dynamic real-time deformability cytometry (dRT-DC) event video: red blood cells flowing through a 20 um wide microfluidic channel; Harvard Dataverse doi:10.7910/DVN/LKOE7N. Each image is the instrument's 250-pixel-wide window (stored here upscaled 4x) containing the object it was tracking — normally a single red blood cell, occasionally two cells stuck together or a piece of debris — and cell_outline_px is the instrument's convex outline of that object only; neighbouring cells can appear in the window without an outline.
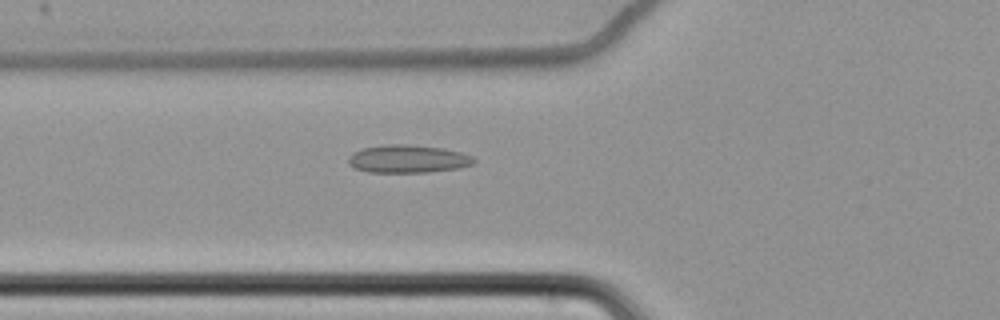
{"species": "common noctule bat (a hibernating species)", "species_latin": "Nyctalus noctula", "temperature_condition": "cold", "stored_images_in_passage": 62, "camera_frame_rate_fps": 3000, "um_per_image_px": 0.085, "animal": {"sex": "female", "body_mass_g": 22.7, "forearm_length_mm": 54.2}, "frame": {"image": 1, "passage_image": 24, "time_ms": 7.667, "image_size_px": [1000, 320], "cell_outline_px": [[476, 160], [472, 164], [456, 168], [428, 172], [368, 172], [352, 168], [348, 164], [348, 156], [352, 152], [364, 148], [388, 144], [404, 144], [440, 148], [460, 152], [476, 156]], "centroid_in_image_um": [34.63, 13.51], "position_along_channel_um": 91.2, "area_um2": 20.4}}
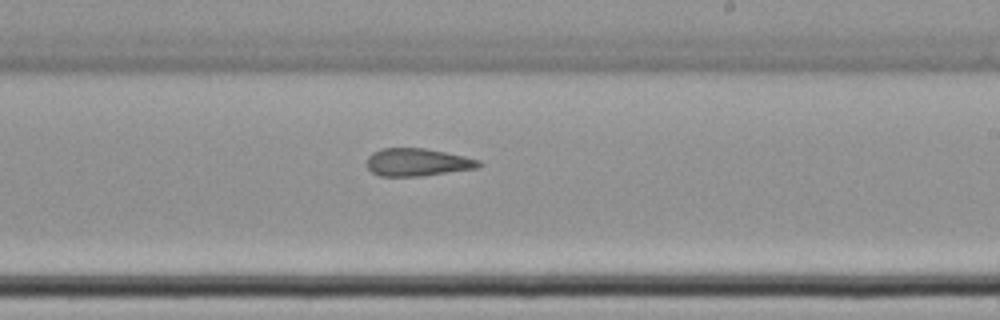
{"frame": {"image": 2, "passage_image": 38, "time_ms": 12.333, "image_size_px": [1000, 320], "cell_outline_px": [[484, 164], [476, 168], [420, 176], [380, 176], [372, 172], [364, 164], [368, 156], [372, 152], [384, 148], [424, 148], [464, 156], [480, 160]], "centroid_in_image_um": [35.44, 13.79], "position_along_channel_um": 253.6, "area_um2": 18.09}}
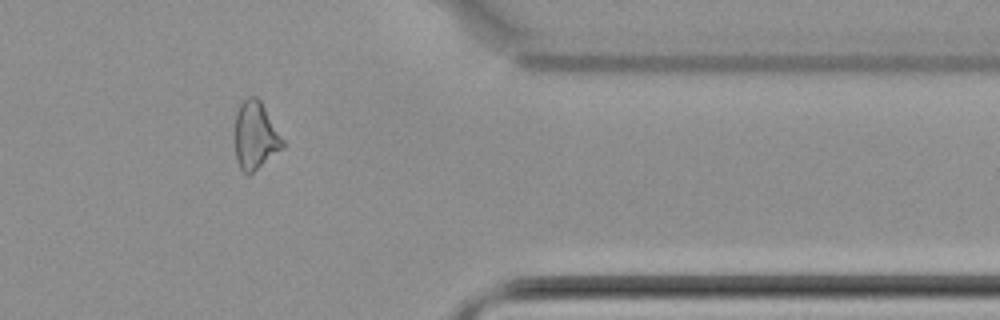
{"frame": {"image": 3, "passage_image": 51, "time_ms": 16.667, "image_size_px": [1000, 320], "cell_outline_px": [[284, 148], [248, 176], [240, 168], [236, 160], [236, 112], [240, 104], [248, 96], [256, 96], [260, 100], [284, 140]], "centroid_in_image_um": [21.72, 11.54], "position_along_channel_um": 389.7, "area_um2": 18.73}}